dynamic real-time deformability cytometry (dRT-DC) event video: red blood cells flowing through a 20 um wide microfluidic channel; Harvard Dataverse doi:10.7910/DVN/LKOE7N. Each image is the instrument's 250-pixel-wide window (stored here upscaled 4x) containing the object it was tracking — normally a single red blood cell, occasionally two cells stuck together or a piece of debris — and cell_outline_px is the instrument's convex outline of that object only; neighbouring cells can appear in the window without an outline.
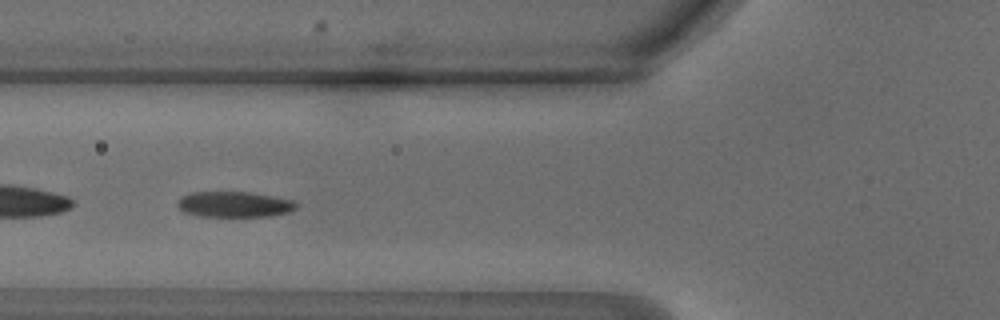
{"species": "common noctule bat (a hibernating species)", "species_latin": "Nyctalus noctula", "temperature_condition": "warm", "stored_images_in_passage": 44, "segment_of_instrument_passage": [2, 2], "camera_frame_rate_fps": 3000, "um_per_image_px": 0.085, "animal": {"sex": "male", "body_mass_g": 18.8}, "frame": {"image": 1, "passage_image": 14, "time_ms": 4.333, "image_size_px": [1000, 320], "cell_outline_px": [[296, 208], [288, 212], [272, 216], [200, 216], [184, 212], [176, 204], [176, 200], [180, 196], [192, 192], [248, 192], [272, 196], [292, 200], [296, 204]], "centroid_in_image_um": [19.86, 17.37], "position_along_channel_um": 105.9, "area_um2": 17.69}}
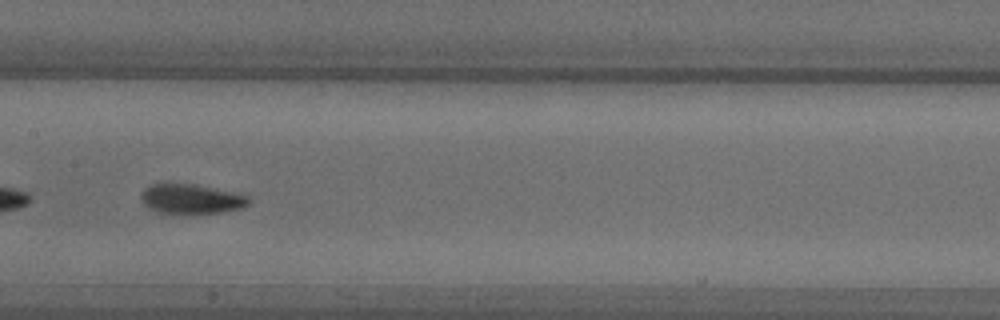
{"frame": {"image": 2, "passage_image": 20, "time_ms": 6.333, "image_size_px": [1000, 320], "cell_outline_px": [[252, 200], [248, 204], [240, 208], [220, 212], [192, 216], [160, 212], [144, 204], [140, 196], [144, 188], [152, 184], [196, 184], [240, 192], [248, 196]], "centroid_in_image_um": [16.32, 16.92], "position_along_channel_um": 191.1, "area_um2": 19.19}}
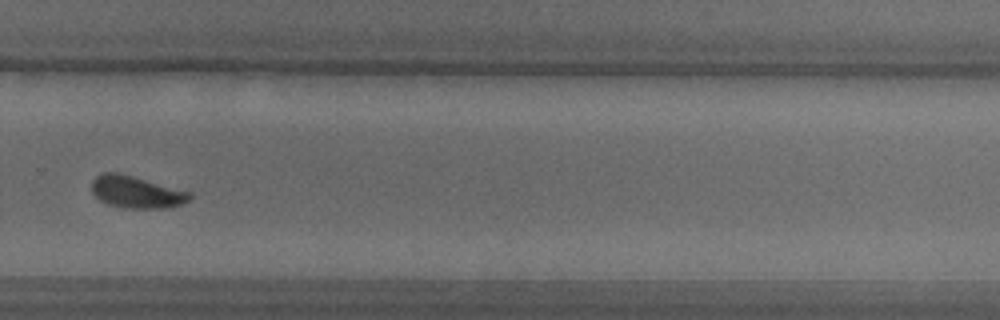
{"frame": {"image": 3, "passage_image": 29, "time_ms": 9.333, "image_size_px": [1000, 320], "cell_outline_px": [[192, 196], [188, 200], [172, 208], [124, 208], [108, 204], [100, 200], [92, 192], [92, 180], [96, 176], [104, 172], [116, 172], [132, 176], [192, 192]], "centroid_in_image_um": [11.59, 16.33], "position_along_channel_um": 318.2, "area_um2": 18.26}}